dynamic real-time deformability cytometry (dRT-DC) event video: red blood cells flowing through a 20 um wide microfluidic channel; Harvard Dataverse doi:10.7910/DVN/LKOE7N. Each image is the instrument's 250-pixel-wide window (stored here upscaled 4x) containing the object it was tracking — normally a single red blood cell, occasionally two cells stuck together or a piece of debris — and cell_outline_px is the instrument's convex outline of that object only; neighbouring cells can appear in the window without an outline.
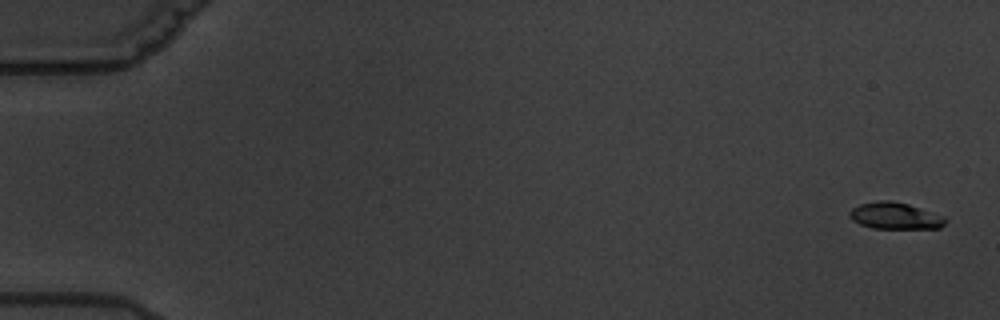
{"species": "common noctule bat (a hibernating species)", "species_latin": "Nyctalus noctula", "temperature_condition": "warm", "stored_images_in_passage": 6, "camera_frame_rate_fps": 3000, "um_per_image_px": 0.085, "animal": {"sex": "male", "body_mass_g": 19.5, "forearm_length_mm": 54.6}, "frame": {"image": 1, "passage_image": 1, "time_ms": 0.0, "image_size_px": [1000, 320], "cell_outline_px": [[948, 220], [940, 228], [872, 228], [860, 224], [852, 220], [848, 216], [848, 212], [852, 208], [860, 204], [876, 200], [892, 200], [908, 204], [944, 216]], "centroid_in_image_um": [76.05, 18.33], "position_along_channel_um": 8.9, "area_um2": 14.97}}
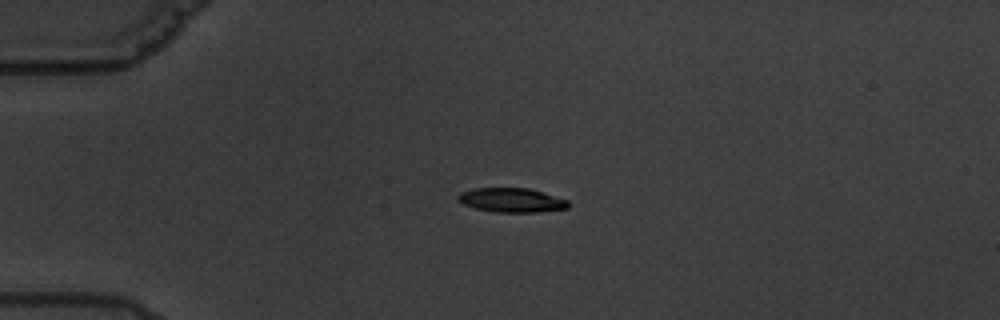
{"frame": {"image": 2, "passage_image": 5, "time_ms": 4.667, "image_size_px": [1000, 320], "cell_outline_px": [[572, 204], [568, 208], [540, 212], [496, 212], [476, 208], [464, 204], [456, 200], [456, 196], [460, 192], [476, 188], [528, 188], [568, 200]], "centroid_in_image_um": [43.49, 17.01], "position_along_channel_um": 41.5, "area_um2": 15.61}}